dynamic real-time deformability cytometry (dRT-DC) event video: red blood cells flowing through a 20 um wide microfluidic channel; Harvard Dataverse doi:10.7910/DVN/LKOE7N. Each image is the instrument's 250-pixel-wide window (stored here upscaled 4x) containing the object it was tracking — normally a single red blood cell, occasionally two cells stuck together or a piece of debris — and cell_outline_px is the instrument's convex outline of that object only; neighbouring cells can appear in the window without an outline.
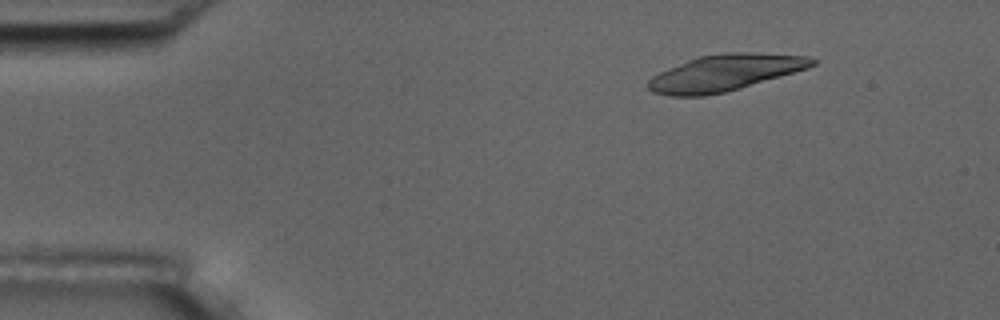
{"species": "common noctule bat (a hibernating species)", "species_latin": "Nyctalus noctula", "temperature_condition": "room temperature", "stored_images_in_passage": 7, "camera_frame_rate_fps": 3000, "um_per_image_px": 0.085, "animal": {"sex": "male", "body_mass_g": 17.5, "forearm_length_mm": 52.3}, "frame": {"image": 1, "passage_image": 2, "time_ms": 1.0, "image_size_px": [1000, 320], "cell_outline_px": [[816, 64], [808, 68], [740, 88], [724, 92], [704, 96], [668, 96], [652, 92], [648, 88], [648, 80], [652, 76], [660, 72], [688, 60], [700, 56], [728, 52], [752, 52], [804, 56], [816, 60]], "centroid_in_image_um": [61.59, 6.19], "position_along_channel_um": 23.4, "area_um2": 34.39}}